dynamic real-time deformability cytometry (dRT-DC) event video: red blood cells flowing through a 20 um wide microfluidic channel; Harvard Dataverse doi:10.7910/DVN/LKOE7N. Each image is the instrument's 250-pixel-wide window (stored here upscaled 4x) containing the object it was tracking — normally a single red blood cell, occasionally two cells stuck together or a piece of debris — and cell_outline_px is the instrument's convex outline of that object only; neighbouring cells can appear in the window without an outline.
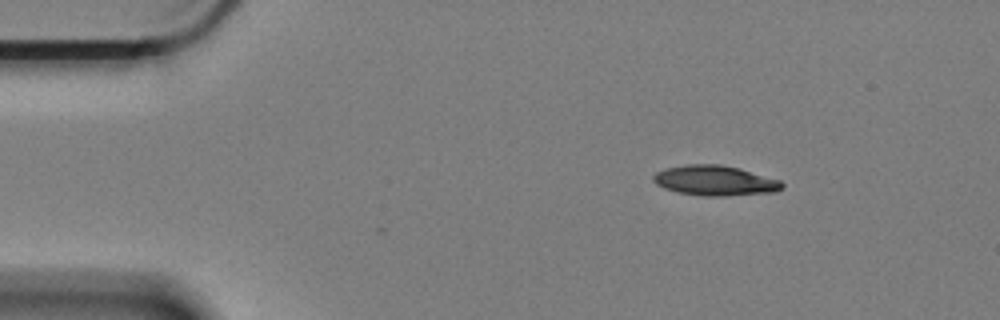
{"species": "Egyptian fruit bat (a non-hibernating species)", "species_latin": "Rousettus aegyptiacus", "temperature_condition": "cold", "stored_images_in_passage": 2, "camera_frame_rate_fps": 3000, "um_per_image_px": 0.085, "animal": {"sex": "female"}, "frame": {"image": 1, "passage_image": 2, "time_ms": 0.333, "image_size_px": [1000, 320], "cell_outline_px": [[784, 188], [776, 192], [728, 196], [704, 196], [680, 192], [664, 188], [656, 184], [652, 180], [652, 176], [656, 172], [668, 168], [688, 164], [720, 164], [740, 168], [780, 180], [784, 184]], "centroid_in_image_um": [60.81, 15.35], "position_along_channel_um": 24.2, "area_um2": 22.66}}